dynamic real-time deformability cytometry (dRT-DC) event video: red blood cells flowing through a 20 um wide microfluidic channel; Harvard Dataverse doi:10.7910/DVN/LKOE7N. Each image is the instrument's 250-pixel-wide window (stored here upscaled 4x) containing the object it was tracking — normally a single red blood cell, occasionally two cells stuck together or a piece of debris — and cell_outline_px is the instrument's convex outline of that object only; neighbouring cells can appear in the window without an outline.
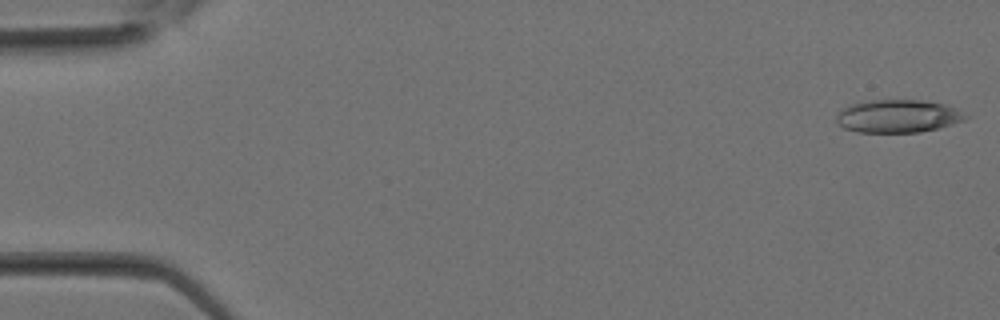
{"species": "Egyptian fruit bat (a non-hibernating species)", "species_latin": "Rousettus aegyptiacus", "temperature_condition": "room temperature", "stored_images_in_passage": 31, "camera_frame_rate_fps": 3000, "um_per_image_px": 0.085, "animal": {"sex": "female"}, "frame": {"image": 1, "passage_image": 1, "time_ms": 0.0, "image_size_px": [1000, 320], "cell_outline_px": [[972, 116], [964, 120], [940, 128], [920, 132], [856, 132], [844, 128], [836, 124], [836, 116], [844, 108], [852, 104], [868, 100], [924, 100], [944, 104], [956, 108]], "centroid_in_image_um": [76.36, 9.88], "position_along_channel_um": 8.6, "area_um2": 24.97}}
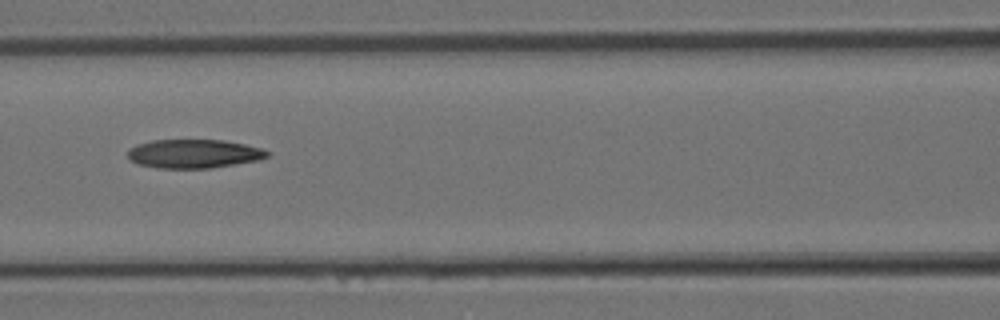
{"frame": {"image": 2, "passage_image": 14, "time_ms": 4.333, "image_size_px": [1000, 320], "cell_outline_px": [[272, 152], [268, 156], [260, 160], [208, 168], [160, 168], [140, 164], [132, 160], [128, 156], [128, 148], [136, 144], [152, 140], [224, 140], [264, 148]], "centroid_in_image_um": [16.52, 13.05], "position_along_channel_um": 150.1, "area_um2": 23.41}}
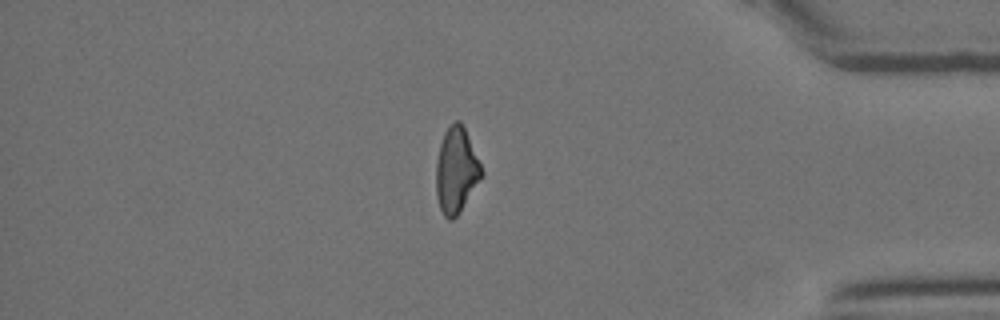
{"frame": {"image": 3, "passage_image": 27, "time_ms": 8.667, "image_size_px": [1000, 320], "cell_outline_px": [[484, 176], [460, 212], [452, 220], [448, 220], [444, 216], [440, 208], [436, 196], [436, 160], [440, 144], [444, 132], [456, 120], [460, 120], [464, 128], [484, 172]], "centroid_in_image_um": [38.78, 14.52], "position_along_channel_um": 396.4, "area_um2": 22.72}}